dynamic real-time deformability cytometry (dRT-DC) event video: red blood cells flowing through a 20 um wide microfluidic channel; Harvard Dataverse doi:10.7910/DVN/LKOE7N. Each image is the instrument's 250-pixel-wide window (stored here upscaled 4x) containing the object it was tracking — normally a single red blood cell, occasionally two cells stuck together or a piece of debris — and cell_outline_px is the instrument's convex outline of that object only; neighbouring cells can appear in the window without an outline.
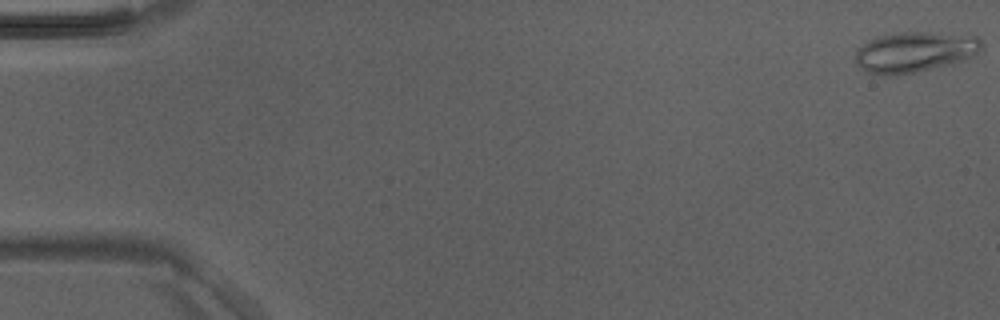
{"species": "Egyptian fruit bat (a non-hibernating species)", "species_latin": "Rousettus aegyptiacus", "temperature_condition": "room temperature", "stored_images_in_passage": 5, "camera_frame_rate_fps": 3000, "um_per_image_px": 0.085, "animal": {"sex": "male"}, "frame": {"image": 1, "passage_image": 1, "time_ms": 0.0, "image_size_px": [1000, 320], "cell_outline_px": [[980, 48], [972, 56], [964, 60], [952, 64], [916, 72], [896, 76], [880, 76], [864, 72], [856, 64], [856, 52], [868, 40], [876, 36], [896, 32], [928, 32], [976, 36], [980, 40]], "centroid_in_image_um": [77.68, 4.44], "position_along_channel_um": 7.3, "area_um2": 30.0}}